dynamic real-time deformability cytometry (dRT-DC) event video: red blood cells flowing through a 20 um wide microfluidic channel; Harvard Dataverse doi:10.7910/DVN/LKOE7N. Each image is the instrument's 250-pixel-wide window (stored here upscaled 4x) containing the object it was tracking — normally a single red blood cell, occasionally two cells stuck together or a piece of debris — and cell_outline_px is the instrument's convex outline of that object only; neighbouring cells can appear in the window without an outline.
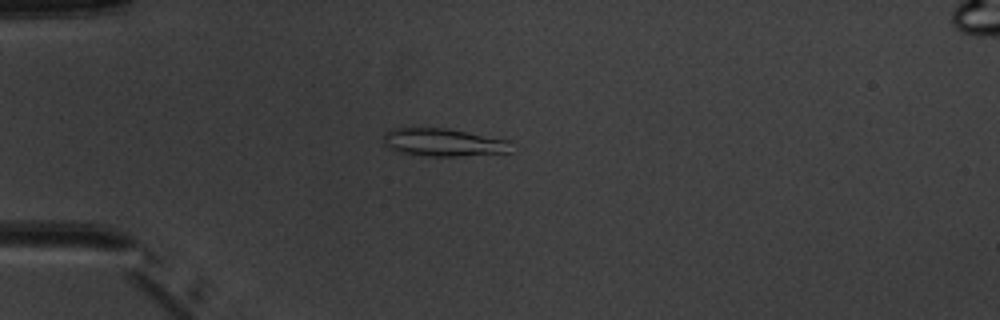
{"species": "common noctule bat (a hibernating species)", "species_latin": "Nyctalus noctula", "temperature_condition": "warm", "stored_images_in_passage": 5, "camera_frame_rate_fps": 3000, "um_per_image_px": 0.085, "animal": {"sex": "male", "body_mass_g": 20.1, "forearm_length_mm": 53.5}, "frame": {"image": 1, "passage_image": 4, "time_ms": 3.667, "image_size_px": [1000, 320], "cell_outline_px": [[512, 152], [460, 156], [432, 156], [400, 152], [388, 148], [384, 144], [384, 136], [392, 128], [448, 128], [508, 140]], "centroid_in_image_um": [37.69, 12.1], "position_along_channel_um": 47.3, "area_um2": 20.52}}